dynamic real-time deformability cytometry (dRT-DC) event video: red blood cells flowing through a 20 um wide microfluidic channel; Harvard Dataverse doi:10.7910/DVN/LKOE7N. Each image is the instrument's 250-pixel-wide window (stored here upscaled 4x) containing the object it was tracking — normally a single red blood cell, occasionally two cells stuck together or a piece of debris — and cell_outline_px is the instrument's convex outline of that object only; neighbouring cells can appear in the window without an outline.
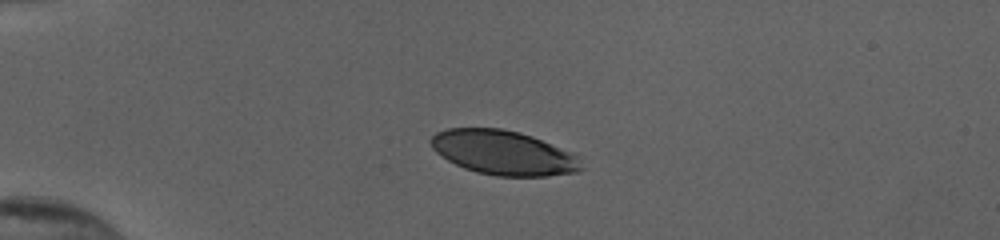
{"species": "human", "species_latin": "Homo sapiens", "temperature_condition": "cold", "stored_images_in_passage": 41, "camera_frame_rate_fps": 3000, "um_per_image_px": 0.085, "donor": {"sex": "female"}, "frame": {"image": 1, "passage_image": 1, "time_ms": 0.0, "image_size_px": [1000, 240], "cell_outline_px": [[584, 168], [580, 172], [548, 176], [496, 176], [476, 172], [464, 168], [448, 160], [436, 152], [432, 148], [428, 140], [436, 132], [448, 128], [500, 128], [520, 132], [532, 136], [572, 152], [576, 156]], "centroid_in_image_um": [42.79, 12.98], "position_along_channel_um": 42.2, "area_um2": 39.07}}
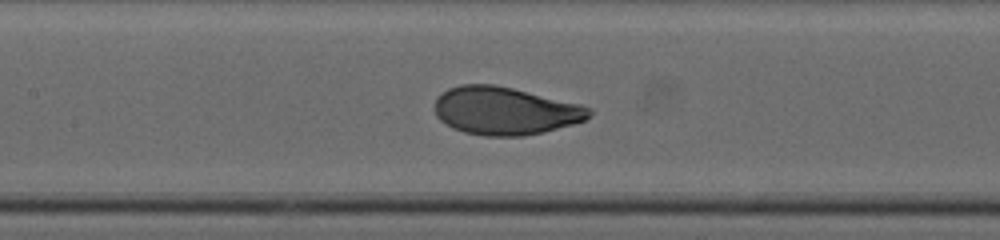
{"frame": {"image": 2, "passage_image": 14, "time_ms": 4.333, "image_size_px": [1000, 240], "cell_outline_px": [[592, 116], [584, 120], [572, 124], [544, 132], [524, 136], [484, 136], [464, 132], [452, 128], [440, 120], [436, 116], [432, 108], [436, 96], [440, 92], [448, 88], [460, 84], [492, 84], [512, 88], [580, 104], [592, 108]], "centroid_in_image_um": [42.87, 9.42], "position_along_channel_um": 164.5, "area_um2": 43.47}}
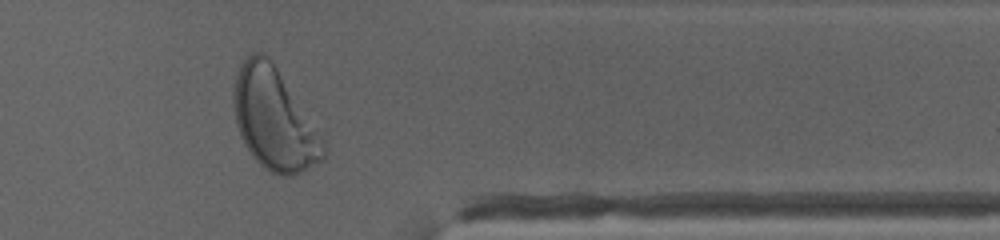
{"frame": {"image": 3, "passage_image": 32, "time_ms": 10.333, "image_size_px": [1000, 240], "cell_outline_px": [[324, 160], [292, 176], [280, 176], [264, 168], [252, 156], [244, 144], [240, 136], [236, 124], [232, 100], [232, 96], [236, 76], [240, 64], [252, 52], [260, 52], [268, 56], [272, 60], [324, 144]], "centroid_in_image_um": [23.23, 10.15], "position_along_channel_um": 388.2, "area_um2": 52.08}, "authors_computed_cell_mechanics": {"area_um2": 43.4656, "velocity_mm_per_s": 3.8569, "shape_relaxation_time_tau1_ms": 2.1986, "shape_relaxation_time_tau2_ms": null, "deformation_change_tau1": 0.1517, "deformation_change_tau2": null}}